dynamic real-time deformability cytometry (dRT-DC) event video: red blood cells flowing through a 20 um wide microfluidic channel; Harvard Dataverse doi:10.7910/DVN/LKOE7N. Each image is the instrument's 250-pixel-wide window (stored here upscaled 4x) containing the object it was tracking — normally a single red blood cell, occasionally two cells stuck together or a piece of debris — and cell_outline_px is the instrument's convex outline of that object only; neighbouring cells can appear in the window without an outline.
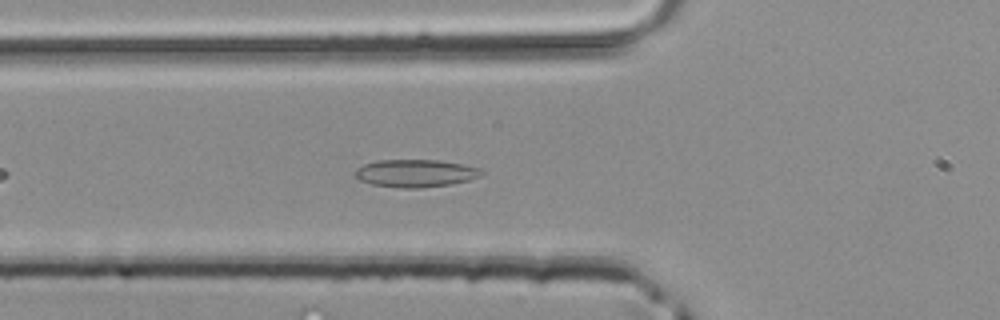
{"species": "common noctule bat (a hibernating species)", "species_latin": "Nyctalus noctula", "temperature_condition": "room temperature", "stored_images_in_passage": 33, "camera_frame_rate_fps": 3000, "um_per_image_px": 0.085, "animal": {"sex": "male", "body_mass_g": 20.4}, "frame": {"image": 1, "passage_image": 6, "time_ms": 1.667, "image_size_px": [1000, 320], "cell_outline_px": [[484, 172], [480, 176], [468, 180], [452, 184], [420, 188], [404, 188], [372, 184], [360, 180], [352, 172], [356, 168], [364, 164], [376, 160], [440, 160], [480, 168]], "centroid_in_image_um": [35.3, 14.72], "position_along_channel_um": 90.5, "area_um2": 20.35}}
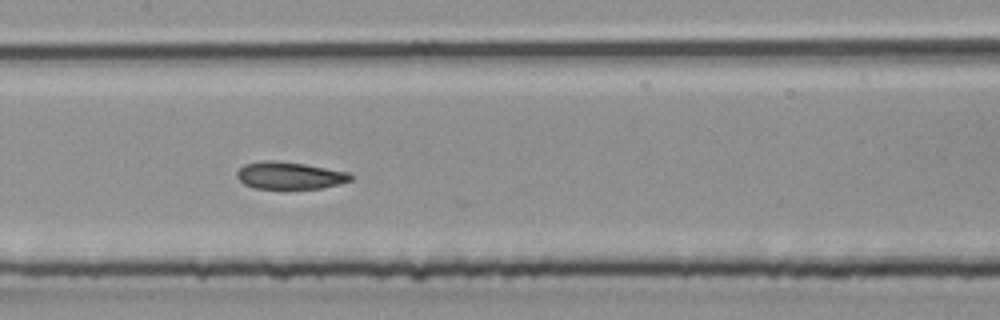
{"frame": {"image": 2, "passage_image": 12, "time_ms": 3.667, "image_size_px": [1000, 320], "cell_outline_px": [[352, 180], [340, 184], [320, 188], [256, 188], [244, 184], [236, 176], [236, 172], [244, 164], [264, 160], [272, 160], [304, 164], [352, 172]], "centroid_in_image_um": [24.65, 14.91], "position_along_channel_um": 182.8, "area_um2": 18.03}}
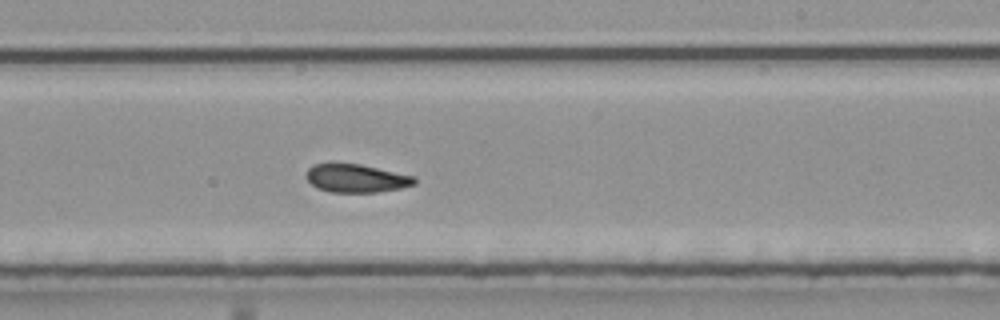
{"frame": {"image": 3, "passage_image": 17, "time_ms": 5.333, "image_size_px": [1000, 320], "cell_outline_px": [[416, 184], [400, 188], [376, 192], [328, 192], [316, 188], [308, 180], [308, 168], [312, 164], [360, 164], [416, 176]], "centroid_in_image_um": [30.31, 15.16], "position_along_channel_um": 258.7, "area_um2": 17.69}}